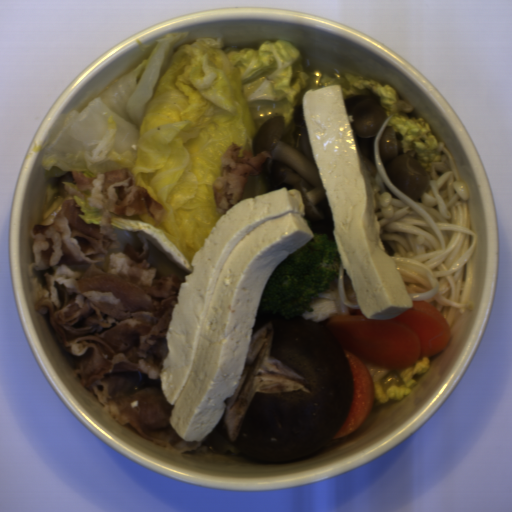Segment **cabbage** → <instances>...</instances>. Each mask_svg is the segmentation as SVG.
Listing matches in <instances>:
<instances>
[{
	"label": "cabbage",
	"mask_w": 512,
	"mask_h": 512,
	"mask_svg": "<svg viewBox=\"0 0 512 512\" xmlns=\"http://www.w3.org/2000/svg\"><path fill=\"white\" fill-rule=\"evenodd\" d=\"M269 192L272 191L268 185L264 171L260 174L249 175L248 182L239 201L256 197L262 194H266Z\"/></svg>",
	"instance_id": "31cb4dd1"
},
{
	"label": "cabbage",
	"mask_w": 512,
	"mask_h": 512,
	"mask_svg": "<svg viewBox=\"0 0 512 512\" xmlns=\"http://www.w3.org/2000/svg\"><path fill=\"white\" fill-rule=\"evenodd\" d=\"M360 359L366 366L374 386V400L371 409L389 403L391 400L402 399L411 392L417 383L415 375L427 372L431 364L427 357L407 368L389 369L362 357Z\"/></svg>",
	"instance_id": "f4c42f77"
},
{
	"label": "cabbage",
	"mask_w": 512,
	"mask_h": 512,
	"mask_svg": "<svg viewBox=\"0 0 512 512\" xmlns=\"http://www.w3.org/2000/svg\"><path fill=\"white\" fill-rule=\"evenodd\" d=\"M340 85L344 103L362 94L377 97L386 126L402 137V152L432 162L438 138L409 100L389 84L354 73L307 71L300 49L285 40L257 48L231 47L224 37L188 31L159 37L147 58L84 106L64 116L42 156L47 178L41 225H52L74 199L87 225L101 226V212L70 195L72 173L96 177L127 169L133 181L160 201L162 218L115 215L120 248L149 242V260L166 277L182 282L221 214L213 184L230 144L252 150V139L269 118L290 121L306 91Z\"/></svg>",
	"instance_id": "4295e07d"
}]
</instances>
